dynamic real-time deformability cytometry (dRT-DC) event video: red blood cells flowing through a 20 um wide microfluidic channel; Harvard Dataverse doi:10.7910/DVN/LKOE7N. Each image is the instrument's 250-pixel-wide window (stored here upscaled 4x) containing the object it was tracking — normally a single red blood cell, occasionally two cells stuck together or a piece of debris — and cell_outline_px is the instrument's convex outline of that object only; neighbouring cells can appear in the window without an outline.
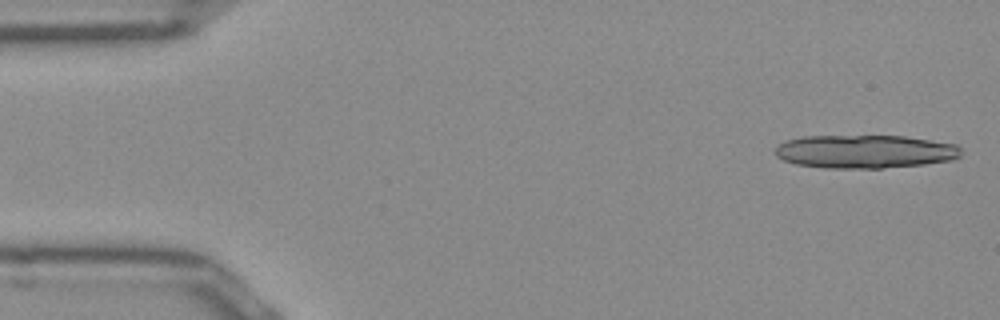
{"species": "Egyptian fruit bat (a non-hibernating species)", "species_latin": "Rousettus aegyptiacus", "temperature_condition": "room temperature", "stored_images_in_passage": 10, "camera_frame_rate_fps": 3000, "um_per_image_px": 0.085, "frame": {"image": 1, "passage_image": 1, "time_ms": 0.0, "image_size_px": [1000, 320], "cell_outline_px": [[960, 156], [952, 160], [924, 164], [880, 168], [828, 168], [796, 164], [784, 160], [776, 156], [772, 152], [784, 140], [804, 136], [904, 136], [956, 144], [960, 148]], "centroid_in_image_um": [73.49, 12.88], "position_along_channel_um": 11.5, "area_um2": 36.13}}